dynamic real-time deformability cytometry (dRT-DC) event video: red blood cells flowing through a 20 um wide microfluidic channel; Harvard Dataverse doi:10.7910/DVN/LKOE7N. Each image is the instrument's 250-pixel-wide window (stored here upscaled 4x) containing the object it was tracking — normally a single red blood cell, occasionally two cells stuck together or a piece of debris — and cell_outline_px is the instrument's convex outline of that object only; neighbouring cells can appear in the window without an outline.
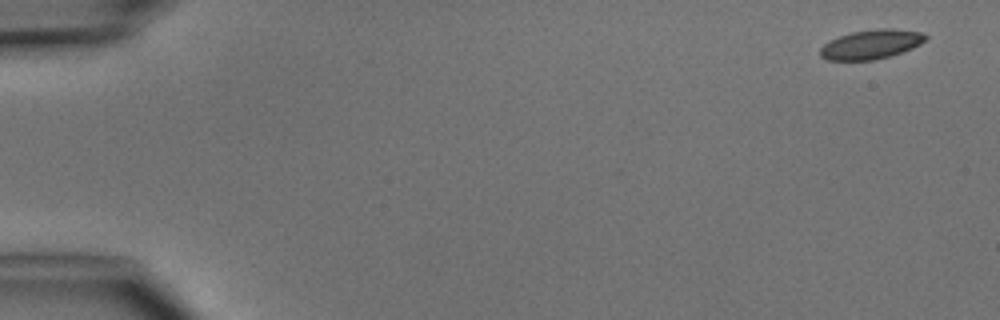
{"species": "common noctule bat (a hibernating species)", "species_latin": "Nyctalus noctula", "temperature_condition": "cold", "stored_images_in_passage": 4, "camera_frame_rate_fps": 3000, "um_per_image_px": 0.085, "animal": {"sex": "male", "body_mass_g": 15.6}, "frame": {"image": 1, "passage_image": 1, "time_ms": 0.0, "image_size_px": [1000, 320], "cell_outline_px": [[928, 40], [912, 48], [892, 56], [872, 60], [828, 60], [820, 56], [820, 48], [828, 40], [852, 32], [876, 28], [892, 28], [924, 32], [928, 36]], "centroid_in_image_um": [74.09, 3.76], "position_along_channel_um": 10.9, "area_um2": 18.26}}